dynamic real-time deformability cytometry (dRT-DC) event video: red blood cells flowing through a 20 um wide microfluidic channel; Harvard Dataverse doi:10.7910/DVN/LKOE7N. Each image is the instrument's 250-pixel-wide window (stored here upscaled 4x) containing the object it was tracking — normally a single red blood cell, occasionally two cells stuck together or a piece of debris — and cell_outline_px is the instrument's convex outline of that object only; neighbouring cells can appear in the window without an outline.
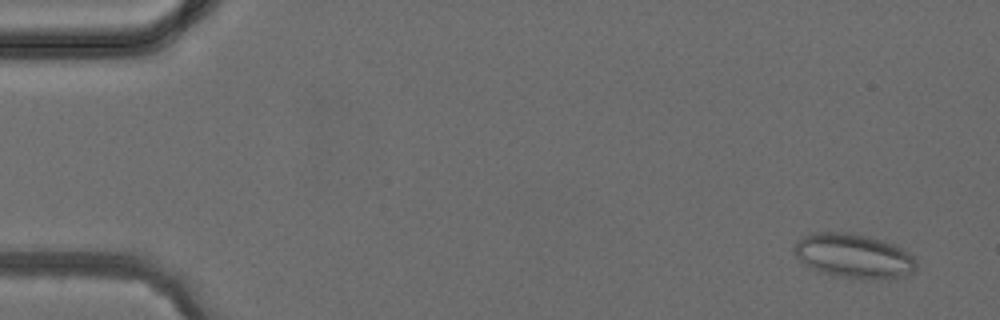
{"species": "common noctule bat (a hibernating species)", "species_latin": "Nyctalus noctula", "temperature_condition": "cold", "stored_images_in_passage": 3, "camera_frame_rate_fps": 3000, "um_per_image_px": 0.085, "animal": {"sex": "female", "body_mass_g": 24.6, "forearm_length_mm": 56.2}, "frame": {"image": 1, "passage_image": 1, "time_ms": 0.0, "image_size_px": [1000, 320], "cell_outline_px": [[916, 268], [912, 272], [900, 276], [840, 276], [824, 272], [812, 268], [804, 264], [796, 256], [792, 248], [804, 236], [812, 232], [848, 232], [884, 240], [908, 252], [916, 260]], "centroid_in_image_um": [72.51, 21.69], "position_along_channel_um": 12.5, "area_um2": 30.29}}
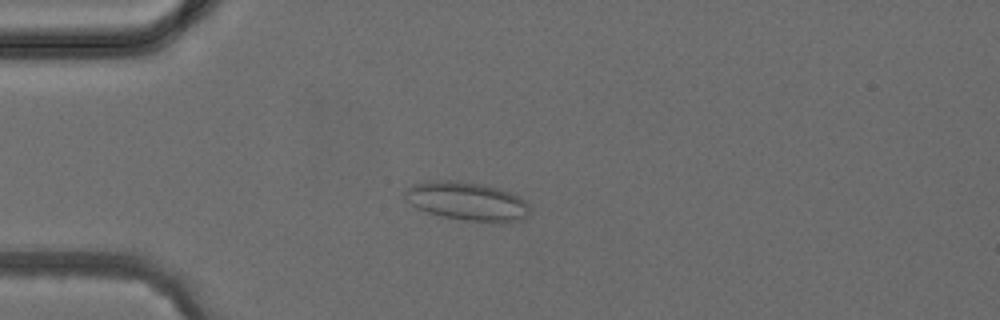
{"frame": {"image": 2, "passage_image": 3, "time_ms": 3.0, "image_size_px": [1000, 320], "cell_outline_px": [[528, 216], [516, 220], [500, 224], [464, 220], [444, 216], [428, 212], [416, 208], [404, 200], [404, 192], [412, 184], [436, 180], [460, 180], [484, 184], [520, 196], [528, 204]], "centroid_in_image_um": [39.68, 17.11], "position_along_channel_um": 45.3, "area_um2": 28.26}}